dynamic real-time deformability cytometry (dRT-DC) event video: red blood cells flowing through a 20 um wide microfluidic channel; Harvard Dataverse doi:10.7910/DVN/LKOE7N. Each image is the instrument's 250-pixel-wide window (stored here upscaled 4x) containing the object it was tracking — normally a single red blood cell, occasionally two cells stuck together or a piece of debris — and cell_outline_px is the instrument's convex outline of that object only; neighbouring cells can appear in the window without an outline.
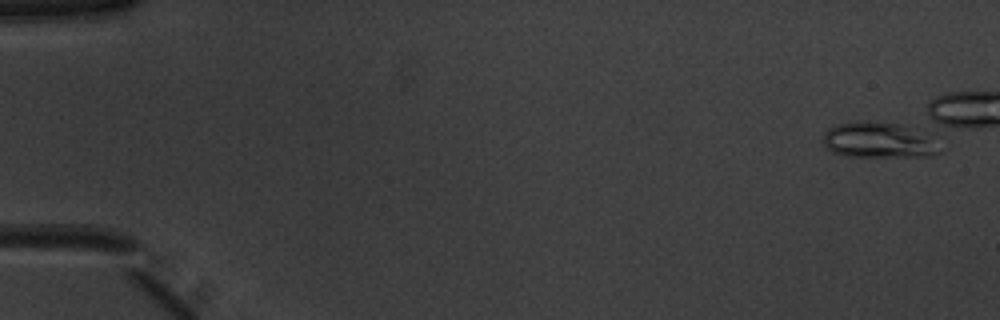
{"species": "common noctule bat (a hibernating species)", "species_latin": "Nyctalus noctula", "temperature_condition": "warm", "stored_images_in_passage": 2, "camera_frame_rate_fps": 3000, "um_per_image_px": 0.085, "animal": {"sex": "male", "body_mass_g": 20.1, "forearm_length_mm": 53.5}, "frame": {"image": 1, "passage_image": 1, "time_ms": 0.0, "image_size_px": [1000, 320], "cell_outline_px": [[944, 152], [932, 156], [844, 156], [832, 152], [824, 144], [824, 132], [828, 128], [836, 124], [860, 120], [904, 124], [912, 128], [944, 148]], "centroid_in_image_um": [74.67, 11.91], "position_along_channel_um": 10.3, "area_um2": 24.28}}